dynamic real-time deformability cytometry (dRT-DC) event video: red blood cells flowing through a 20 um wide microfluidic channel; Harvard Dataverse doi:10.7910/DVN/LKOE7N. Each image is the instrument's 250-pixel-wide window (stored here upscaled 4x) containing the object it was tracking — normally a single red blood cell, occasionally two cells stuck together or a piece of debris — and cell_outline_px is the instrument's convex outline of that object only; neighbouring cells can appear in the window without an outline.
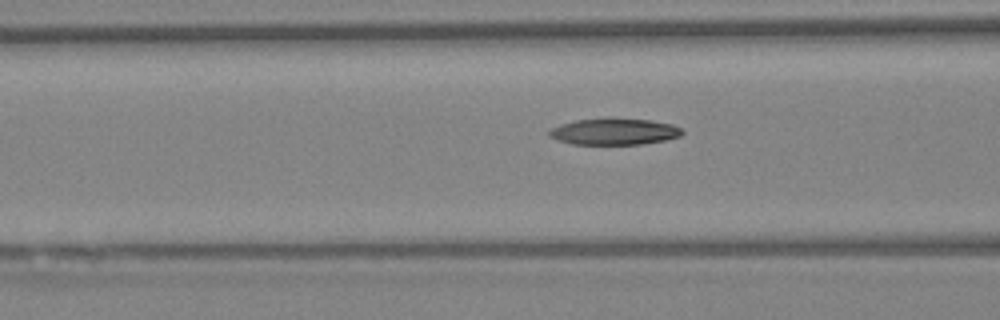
{"species": "Egyptian fruit bat (a non-hibernating species)", "species_latin": "Rousettus aegyptiacus", "temperature_condition": "warm", "stored_images_in_passage": 18, "camera_frame_rate_fps": 3000, "um_per_image_px": 0.085, "animal": {"sex": "female"}, "frame": {"image": 1, "passage_image": 16, "time_ms": 5.0, "image_size_px": [1000, 320], "cell_outline_px": [[684, 132], [680, 136], [664, 140], [640, 144], [572, 144], [548, 136], [548, 132], [552, 128], [560, 124], [576, 120], [608, 116], [612, 116], [652, 120], [672, 124], [680, 128]], "centroid_in_image_um": [52.21, 11.15], "position_along_channel_um": 114.4, "area_um2": 20.92}}